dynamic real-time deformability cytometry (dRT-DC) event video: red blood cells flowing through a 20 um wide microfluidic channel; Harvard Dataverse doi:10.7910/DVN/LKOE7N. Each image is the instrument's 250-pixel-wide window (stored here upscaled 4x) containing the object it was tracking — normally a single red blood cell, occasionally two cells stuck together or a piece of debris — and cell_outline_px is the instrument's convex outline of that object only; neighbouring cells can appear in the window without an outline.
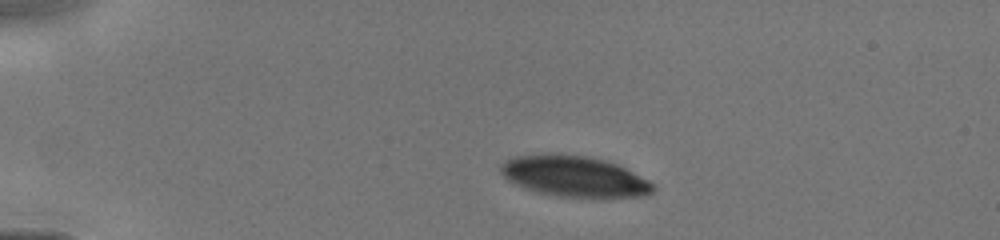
{"species": "human", "species_latin": "Homo sapiens", "temperature_condition": "cold", "stored_images_in_passage": 34, "camera_frame_rate_fps": 3000, "um_per_image_px": 0.085, "donor": {"sex": "male"}, "frame": {"image": 1, "passage_image": 1, "time_ms": 0.0, "image_size_px": [1000, 240], "cell_outline_px": [[656, 188], [648, 196], [556, 196], [536, 192], [516, 184], [508, 180], [500, 172], [500, 164], [504, 160], [512, 156], [588, 156], [608, 160], [648, 180]], "centroid_in_image_um": [48.81, 15.0], "position_along_channel_um": 36.2, "area_um2": 35.2}}
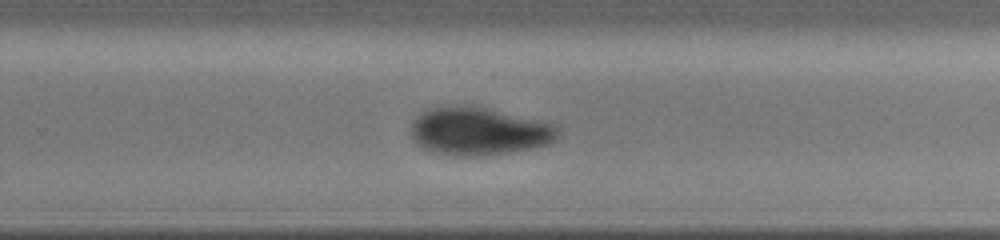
{"frame": {"image": 2, "passage_image": 18, "time_ms": 7.0, "image_size_px": [1000, 240], "cell_outline_px": [[560, 136], [556, 140], [548, 144], [536, 148], [512, 152], [476, 156], [460, 156], [436, 152], [424, 148], [412, 136], [412, 120], [420, 112], [428, 108], [448, 104], [468, 104], [548, 120], [556, 124], [560, 128]], "centroid_in_image_um": [40.8, 11.11], "position_along_channel_um": 289.0, "area_um2": 42.14}}
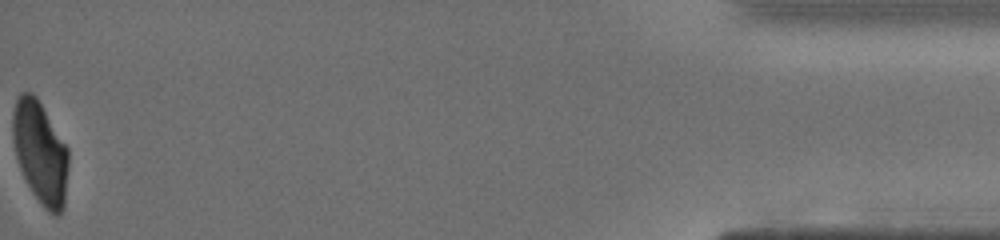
{"frame": {"image": 3, "passage_image": 34, "time_ms": 12.0, "image_size_px": [1000, 240], "cell_outline_px": [[68, 168], [64, 208], [56, 216], [48, 212], [44, 208], [32, 192], [20, 168], [16, 156], [12, 140], [12, 112], [16, 100], [20, 92], [32, 92], [36, 96], [68, 148]], "centroid_in_image_um": [3.41, 12.95], "position_along_channel_um": 431.8, "area_um2": 33.29}}